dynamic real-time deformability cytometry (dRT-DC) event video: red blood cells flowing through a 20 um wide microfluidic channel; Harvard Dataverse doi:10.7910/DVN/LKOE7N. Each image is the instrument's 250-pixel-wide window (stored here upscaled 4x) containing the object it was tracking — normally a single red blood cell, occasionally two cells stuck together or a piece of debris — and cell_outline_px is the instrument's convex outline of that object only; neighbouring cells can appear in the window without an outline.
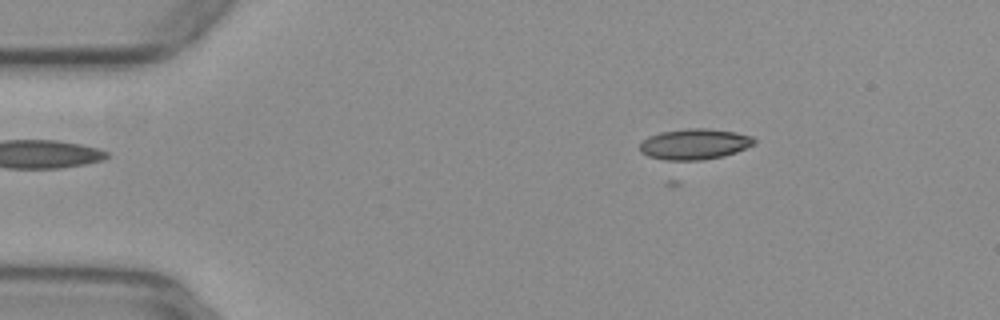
{"species": "common noctule bat (a hibernating species)", "species_latin": "Nyctalus noctula", "temperature_condition": "warm", "stored_images_in_passage": 46, "camera_frame_rate_fps": 3000, "um_per_image_px": 0.085, "animal": {"sex": "female", "body_mass_g": 29.2, "forearm_length_mm": 56.3}, "frame": {"image": 1, "passage_image": 2, "time_ms": 0.333, "image_size_px": [1000, 320], "cell_outline_px": [[756, 144], [736, 152], [704, 160], [676, 164], [672, 164], [648, 156], [640, 152], [640, 144], [648, 136], [660, 132], [688, 128], [704, 128], [736, 132], [752, 136], [756, 140]], "centroid_in_image_um": [58.99, 12.3], "position_along_channel_um": 26.0, "area_um2": 21.27}}
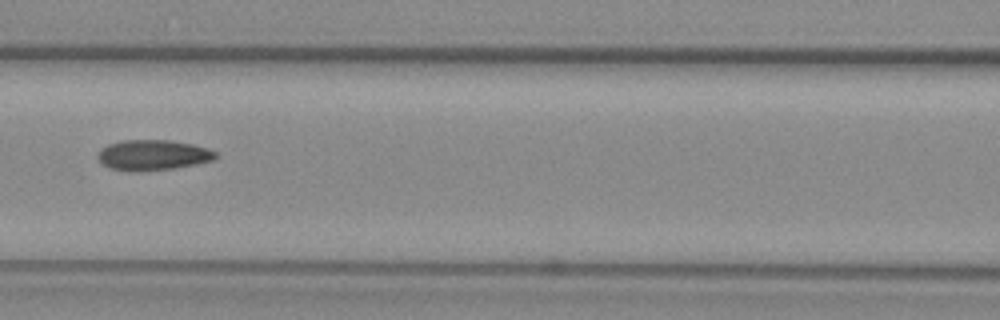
{"frame": {"image": 2, "passage_image": 17, "time_ms": 5.333, "image_size_px": [1000, 320], "cell_outline_px": [[216, 156], [212, 160], [196, 164], [176, 168], [140, 172], [136, 172], [108, 168], [96, 156], [100, 148], [108, 144], [120, 140], [168, 140], [192, 144], [208, 148], [216, 152]], "centroid_in_image_um": [12.96, 13.18], "position_along_channel_um": 153.6, "area_um2": 21.04}}
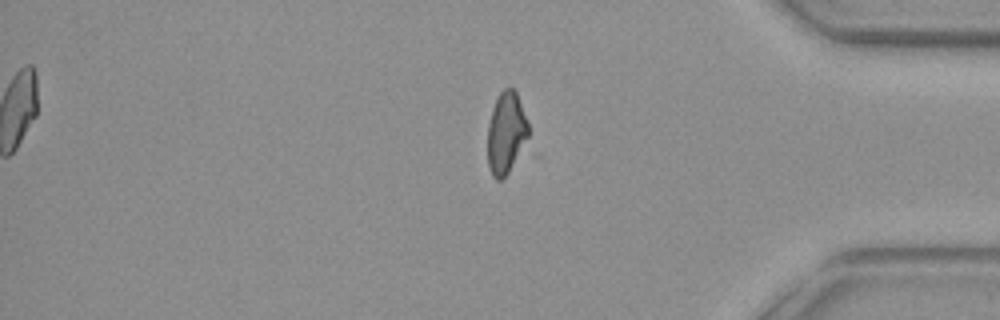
{"frame": {"image": 3, "passage_image": 37, "time_ms": 12.0, "image_size_px": [1000, 320], "cell_outline_px": [[528, 136], [508, 172], [500, 180], [496, 180], [492, 176], [488, 168], [488, 124], [492, 108], [500, 92], [504, 88], [512, 88], [516, 92], [528, 124]], "centroid_in_image_um": [42.98, 11.29], "position_along_channel_um": 392.2, "area_um2": 18.96}, "authors_computed_cell_mechanics": {"area_um2": 20.3456, "velocity_mm_per_s": 3.9582, "shape_relaxation_time_tau1_ms": null, "shape_relaxation_time_tau2_ms": 3.4819, "deformation_change_tau1": null, "deformation_change_tau2": 0.0995}}